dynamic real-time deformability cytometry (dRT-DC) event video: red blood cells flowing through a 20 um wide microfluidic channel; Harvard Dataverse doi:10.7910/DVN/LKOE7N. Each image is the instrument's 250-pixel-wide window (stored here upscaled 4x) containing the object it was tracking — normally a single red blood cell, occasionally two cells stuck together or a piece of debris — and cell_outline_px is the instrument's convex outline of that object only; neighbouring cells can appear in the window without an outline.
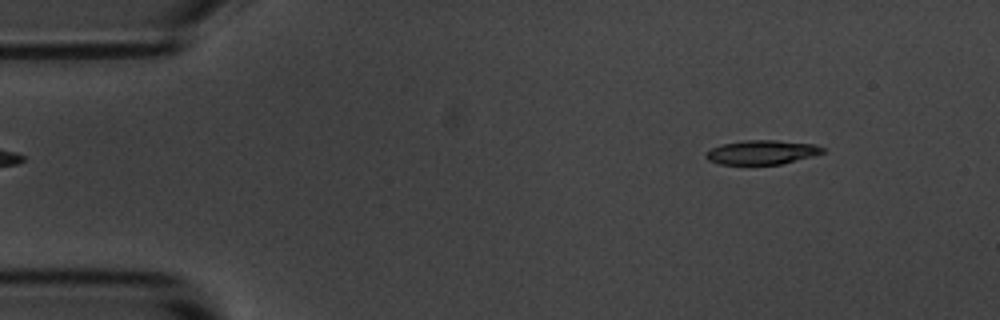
{"species": "common noctule bat (a hibernating species)", "species_latin": "Nyctalus noctula", "temperature_condition": "room temperature", "stored_images_in_passage": 4, "camera_frame_rate_fps": 3000, "um_per_image_px": 0.085, "animal": {"sex": "male", "body_mass_g": 20.1, "forearm_length_mm": 53.5}, "frame": {"image": 1, "passage_image": 1, "time_ms": 0.0, "image_size_px": [1000, 320], "cell_outline_px": [[824, 152], [780, 164], [720, 164], [708, 160], [704, 156], [712, 148], [724, 144], [744, 140], [776, 140], [812, 144], [824, 148]], "centroid_in_image_um": [64.72, 12.94], "position_along_channel_um": 20.3, "area_um2": 16.01}}
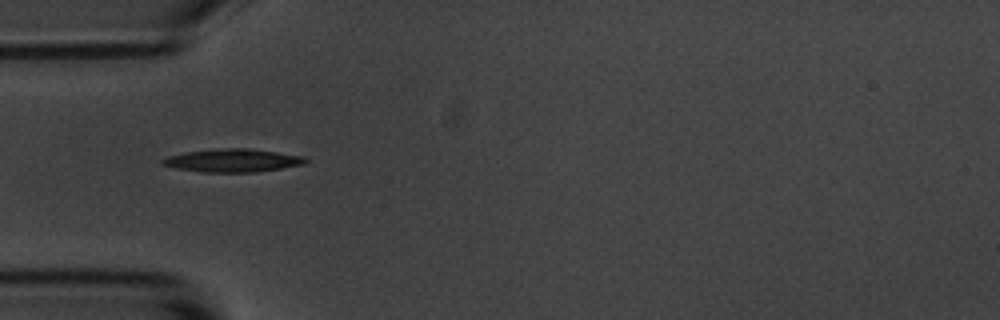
{"frame": {"image": 2, "passage_image": 4, "time_ms": 3.333, "image_size_px": [1000, 320], "cell_outline_px": [[308, 160], [304, 164], [256, 172], [204, 172], [176, 168], [160, 164], [160, 160], [168, 156], [184, 152], [220, 148], [248, 148], [304, 156]], "centroid_in_image_um": [19.75, 13.63], "position_along_channel_um": 65.3, "area_um2": 19.19}}